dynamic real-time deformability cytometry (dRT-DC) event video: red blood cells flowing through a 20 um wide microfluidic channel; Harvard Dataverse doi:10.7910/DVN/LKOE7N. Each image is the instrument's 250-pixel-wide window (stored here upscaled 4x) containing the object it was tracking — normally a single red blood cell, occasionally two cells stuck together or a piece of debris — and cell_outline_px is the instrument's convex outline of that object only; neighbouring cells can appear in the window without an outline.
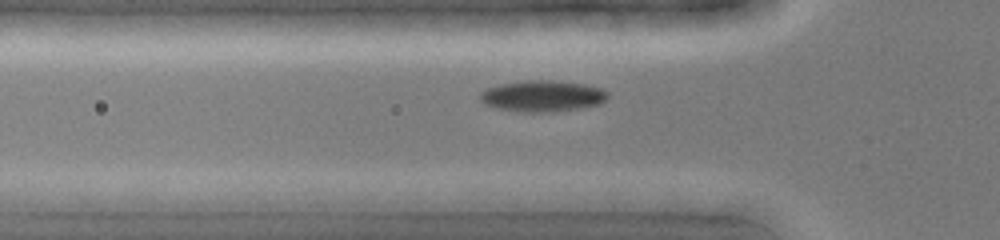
{"species": "common noctule bat (a hibernating species)", "species_latin": "Nyctalus noctula", "temperature_condition": "cold", "stored_images_in_passage": 36, "camera_frame_rate_fps": 3000, "um_per_image_px": 0.085, "animal": {"sex": "female", "body_mass_g": 19.0, "forearm_length_mm": 51.5}, "frame": {"image": 1, "passage_image": 10, "time_ms": 3.0, "image_size_px": [1000, 240], "cell_outline_px": [[608, 96], [600, 104], [580, 108], [552, 112], [520, 112], [496, 108], [484, 104], [480, 100], [480, 92], [488, 88], [500, 84], [528, 80], [552, 80], [584, 84], [600, 88], [608, 92]], "centroid_in_image_um": [46.09, 8.17], "position_along_channel_um": 79.7, "area_um2": 23.24}}
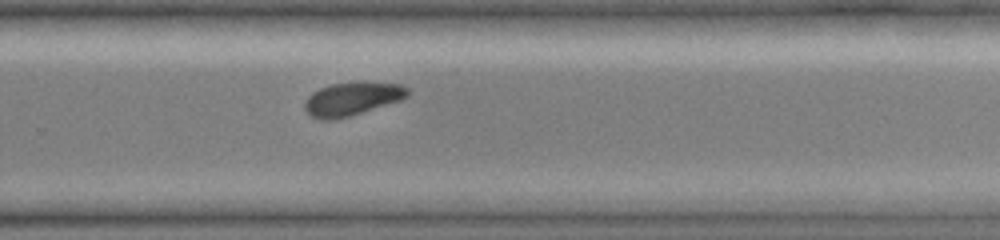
{"frame": {"image": 2, "passage_image": 25, "time_ms": 8.0, "image_size_px": [1000, 240], "cell_outline_px": [[408, 96], [400, 100], [348, 116], [332, 120], [324, 120], [312, 116], [304, 108], [304, 104], [308, 96], [312, 92], [320, 88], [332, 84], [400, 84], [408, 88]], "centroid_in_image_um": [29.88, 8.43], "position_along_channel_um": 299.9, "area_um2": 19.02}}
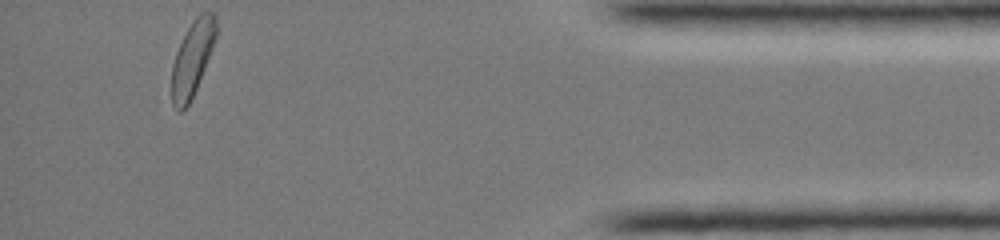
{"frame": {"image": 3, "passage_image": 36, "time_ms": 11.667, "image_size_px": [1000, 240], "cell_outline_px": [[216, 36], [212, 48], [192, 100], [180, 112], [172, 104], [172, 64], [176, 52], [192, 20], [200, 12], [216, 12]], "centroid_in_image_um": [16.36, 4.95], "position_along_channel_um": 418.8, "area_um2": 19.19}}